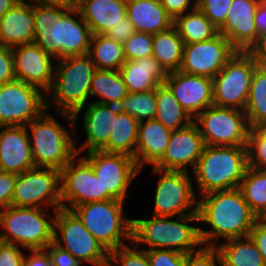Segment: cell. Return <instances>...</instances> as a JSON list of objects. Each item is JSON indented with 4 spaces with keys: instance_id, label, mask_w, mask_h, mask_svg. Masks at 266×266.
Here are the masks:
<instances>
[{
    "instance_id": "681fc988",
    "label": "cell",
    "mask_w": 266,
    "mask_h": 266,
    "mask_svg": "<svg viewBox=\"0 0 266 266\" xmlns=\"http://www.w3.org/2000/svg\"><path fill=\"white\" fill-rule=\"evenodd\" d=\"M167 13L175 19L177 16L185 14L196 8V0H159Z\"/></svg>"
},
{
    "instance_id": "db71d44e",
    "label": "cell",
    "mask_w": 266,
    "mask_h": 266,
    "mask_svg": "<svg viewBox=\"0 0 266 266\" xmlns=\"http://www.w3.org/2000/svg\"><path fill=\"white\" fill-rule=\"evenodd\" d=\"M255 28L257 34L262 38H266V0H260V4L255 13Z\"/></svg>"
},
{
    "instance_id": "8d00e7d4",
    "label": "cell",
    "mask_w": 266,
    "mask_h": 266,
    "mask_svg": "<svg viewBox=\"0 0 266 266\" xmlns=\"http://www.w3.org/2000/svg\"><path fill=\"white\" fill-rule=\"evenodd\" d=\"M239 189L257 217L266 211V170L248 167Z\"/></svg>"
},
{
    "instance_id": "7c38bea8",
    "label": "cell",
    "mask_w": 266,
    "mask_h": 266,
    "mask_svg": "<svg viewBox=\"0 0 266 266\" xmlns=\"http://www.w3.org/2000/svg\"><path fill=\"white\" fill-rule=\"evenodd\" d=\"M151 174H161L155 189L152 216L198 214V198L189 172L166 171L153 167Z\"/></svg>"
},
{
    "instance_id": "30bf717a",
    "label": "cell",
    "mask_w": 266,
    "mask_h": 266,
    "mask_svg": "<svg viewBox=\"0 0 266 266\" xmlns=\"http://www.w3.org/2000/svg\"><path fill=\"white\" fill-rule=\"evenodd\" d=\"M53 242L84 264L108 265L109 252L72 210L60 208L55 213Z\"/></svg>"
},
{
    "instance_id": "f5cc1de1",
    "label": "cell",
    "mask_w": 266,
    "mask_h": 266,
    "mask_svg": "<svg viewBox=\"0 0 266 266\" xmlns=\"http://www.w3.org/2000/svg\"><path fill=\"white\" fill-rule=\"evenodd\" d=\"M249 236L256 244L266 265V226L257 219L250 230Z\"/></svg>"
},
{
    "instance_id": "9a60e30c",
    "label": "cell",
    "mask_w": 266,
    "mask_h": 266,
    "mask_svg": "<svg viewBox=\"0 0 266 266\" xmlns=\"http://www.w3.org/2000/svg\"><path fill=\"white\" fill-rule=\"evenodd\" d=\"M80 156L77 154L60 170L62 208L72 210L85 203L115 199L110 193H102L91 164Z\"/></svg>"
},
{
    "instance_id": "680465c9",
    "label": "cell",
    "mask_w": 266,
    "mask_h": 266,
    "mask_svg": "<svg viewBox=\"0 0 266 266\" xmlns=\"http://www.w3.org/2000/svg\"><path fill=\"white\" fill-rule=\"evenodd\" d=\"M258 220L266 226V211H264L259 217Z\"/></svg>"
},
{
    "instance_id": "b9f144b4",
    "label": "cell",
    "mask_w": 266,
    "mask_h": 266,
    "mask_svg": "<svg viewBox=\"0 0 266 266\" xmlns=\"http://www.w3.org/2000/svg\"><path fill=\"white\" fill-rule=\"evenodd\" d=\"M233 0H196V7L220 29L225 21Z\"/></svg>"
},
{
    "instance_id": "6f0895ef",
    "label": "cell",
    "mask_w": 266,
    "mask_h": 266,
    "mask_svg": "<svg viewBox=\"0 0 266 266\" xmlns=\"http://www.w3.org/2000/svg\"><path fill=\"white\" fill-rule=\"evenodd\" d=\"M20 0H0V18Z\"/></svg>"
},
{
    "instance_id": "d6986e66",
    "label": "cell",
    "mask_w": 266,
    "mask_h": 266,
    "mask_svg": "<svg viewBox=\"0 0 266 266\" xmlns=\"http://www.w3.org/2000/svg\"><path fill=\"white\" fill-rule=\"evenodd\" d=\"M205 143L198 126L193 121L186 127L172 130L163 158L154 166L166 171L194 170Z\"/></svg>"
},
{
    "instance_id": "4316f807",
    "label": "cell",
    "mask_w": 266,
    "mask_h": 266,
    "mask_svg": "<svg viewBox=\"0 0 266 266\" xmlns=\"http://www.w3.org/2000/svg\"><path fill=\"white\" fill-rule=\"evenodd\" d=\"M77 8L92 34H105L126 17L127 0H80Z\"/></svg>"
},
{
    "instance_id": "9c48e42d",
    "label": "cell",
    "mask_w": 266,
    "mask_h": 266,
    "mask_svg": "<svg viewBox=\"0 0 266 266\" xmlns=\"http://www.w3.org/2000/svg\"><path fill=\"white\" fill-rule=\"evenodd\" d=\"M258 65L255 52L237 51L212 79L214 105L244 111L249 98L252 76Z\"/></svg>"
},
{
    "instance_id": "7dc6e473",
    "label": "cell",
    "mask_w": 266,
    "mask_h": 266,
    "mask_svg": "<svg viewBox=\"0 0 266 266\" xmlns=\"http://www.w3.org/2000/svg\"><path fill=\"white\" fill-rule=\"evenodd\" d=\"M45 249L49 253L53 266H82V262L54 242L50 243Z\"/></svg>"
},
{
    "instance_id": "8fae6325",
    "label": "cell",
    "mask_w": 266,
    "mask_h": 266,
    "mask_svg": "<svg viewBox=\"0 0 266 266\" xmlns=\"http://www.w3.org/2000/svg\"><path fill=\"white\" fill-rule=\"evenodd\" d=\"M193 121L198 126L205 145L247 146L250 127L243 110L212 105Z\"/></svg>"
},
{
    "instance_id": "d590c367",
    "label": "cell",
    "mask_w": 266,
    "mask_h": 266,
    "mask_svg": "<svg viewBox=\"0 0 266 266\" xmlns=\"http://www.w3.org/2000/svg\"><path fill=\"white\" fill-rule=\"evenodd\" d=\"M244 111L250 128L266 126V69L261 65H258L253 73Z\"/></svg>"
},
{
    "instance_id": "7bdbcfd3",
    "label": "cell",
    "mask_w": 266,
    "mask_h": 266,
    "mask_svg": "<svg viewBox=\"0 0 266 266\" xmlns=\"http://www.w3.org/2000/svg\"><path fill=\"white\" fill-rule=\"evenodd\" d=\"M221 264L216 247L202 245L198 250L185 254L184 266H218Z\"/></svg>"
},
{
    "instance_id": "5b68a950",
    "label": "cell",
    "mask_w": 266,
    "mask_h": 266,
    "mask_svg": "<svg viewBox=\"0 0 266 266\" xmlns=\"http://www.w3.org/2000/svg\"><path fill=\"white\" fill-rule=\"evenodd\" d=\"M46 111L25 125L28 131L32 158L35 167L62 170L77 155L76 140L70 134V132L75 134L73 115L62 112L58 114L69 121L68 130Z\"/></svg>"
},
{
    "instance_id": "bcb514c9",
    "label": "cell",
    "mask_w": 266,
    "mask_h": 266,
    "mask_svg": "<svg viewBox=\"0 0 266 266\" xmlns=\"http://www.w3.org/2000/svg\"><path fill=\"white\" fill-rule=\"evenodd\" d=\"M17 174L0 171V209L12 206Z\"/></svg>"
},
{
    "instance_id": "277c9868",
    "label": "cell",
    "mask_w": 266,
    "mask_h": 266,
    "mask_svg": "<svg viewBox=\"0 0 266 266\" xmlns=\"http://www.w3.org/2000/svg\"><path fill=\"white\" fill-rule=\"evenodd\" d=\"M171 218L152 216L150 219H132V242L139 248L143 244L148 246L145 250L168 249L183 254L198 250L202 246L200 227L191 225L199 222L198 214Z\"/></svg>"
},
{
    "instance_id": "8992f818",
    "label": "cell",
    "mask_w": 266,
    "mask_h": 266,
    "mask_svg": "<svg viewBox=\"0 0 266 266\" xmlns=\"http://www.w3.org/2000/svg\"><path fill=\"white\" fill-rule=\"evenodd\" d=\"M247 168L246 147L205 145L192 173L201 197L239 188Z\"/></svg>"
},
{
    "instance_id": "603a6c76",
    "label": "cell",
    "mask_w": 266,
    "mask_h": 266,
    "mask_svg": "<svg viewBox=\"0 0 266 266\" xmlns=\"http://www.w3.org/2000/svg\"><path fill=\"white\" fill-rule=\"evenodd\" d=\"M33 167L26 126H0V171L18 175Z\"/></svg>"
},
{
    "instance_id": "e575fe53",
    "label": "cell",
    "mask_w": 266,
    "mask_h": 266,
    "mask_svg": "<svg viewBox=\"0 0 266 266\" xmlns=\"http://www.w3.org/2000/svg\"><path fill=\"white\" fill-rule=\"evenodd\" d=\"M88 55L99 70H119L125 62L123 44L104 34H92Z\"/></svg>"
},
{
    "instance_id": "f1b7e54d",
    "label": "cell",
    "mask_w": 266,
    "mask_h": 266,
    "mask_svg": "<svg viewBox=\"0 0 266 266\" xmlns=\"http://www.w3.org/2000/svg\"><path fill=\"white\" fill-rule=\"evenodd\" d=\"M215 247L222 266H266L250 236L225 240Z\"/></svg>"
},
{
    "instance_id": "7402d4cb",
    "label": "cell",
    "mask_w": 266,
    "mask_h": 266,
    "mask_svg": "<svg viewBox=\"0 0 266 266\" xmlns=\"http://www.w3.org/2000/svg\"><path fill=\"white\" fill-rule=\"evenodd\" d=\"M83 113V127L86 141L76 148L77 154L87 151L102 150L109 142L114 130L115 119L120 110L117 105L98 102L88 103Z\"/></svg>"
},
{
    "instance_id": "9f6ffc18",
    "label": "cell",
    "mask_w": 266,
    "mask_h": 266,
    "mask_svg": "<svg viewBox=\"0 0 266 266\" xmlns=\"http://www.w3.org/2000/svg\"><path fill=\"white\" fill-rule=\"evenodd\" d=\"M254 52L258 57L259 65L266 69V38L262 39L261 44Z\"/></svg>"
},
{
    "instance_id": "5bb4252c",
    "label": "cell",
    "mask_w": 266,
    "mask_h": 266,
    "mask_svg": "<svg viewBox=\"0 0 266 266\" xmlns=\"http://www.w3.org/2000/svg\"><path fill=\"white\" fill-rule=\"evenodd\" d=\"M46 93L15 79L0 85V126H25L46 108Z\"/></svg>"
},
{
    "instance_id": "74e56055",
    "label": "cell",
    "mask_w": 266,
    "mask_h": 266,
    "mask_svg": "<svg viewBox=\"0 0 266 266\" xmlns=\"http://www.w3.org/2000/svg\"><path fill=\"white\" fill-rule=\"evenodd\" d=\"M121 112L127 113L139 122L153 120L156 116V89L145 92L128 93L118 104Z\"/></svg>"
},
{
    "instance_id": "ab89813d",
    "label": "cell",
    "mask_w": 266,
    "mask_h": 266,
    "mask_svg": "<svg viewBox=\"0 0 266 266\" xmlns=\"http://www.w3.org/2000/svg\"><path fill=\"white\" fill-rule=\"evenodd\" d=\"M107 266H150L145 249H139L133 242L109 252Z\"/></svg>"
},
{
    "instance_id": "6da1fadb",
    "label": "cell",
    "mask_w": 266,
    "mask_h": 266,
    "mask_svg": "<svg viewBox=\"0 0 266 266\" xmlns=\"http://www.w3.org/2000/svg\"><path fill=\"white\" fill-rule=\"evenodd\" d=\"M33 21L34 43L55 59L88 54L92 32L78 8L33 2Z\"/></svg>"
},
{
    "instance_id": "83f0119b",
    "label": "cell",
    "mask_w": 266,
    "mask_h": 266,
    "mask_svg": "<svg viewBox=\"0 0 266 266\" xmlns=\"http://www.w3.org/2000/svg\"><path fill=\"white\" fill-rule=\"evenodd\" d=\"M126 16L135 32L156 34L169 29L174 23L159 0H127Z\"/></svg>"
},
{
    "instance_id": "11a10c76",
    "label": "cell",
    "mask_w": 266,
    "mask_h": 266,
    "mask_svg": "<svg viewBox=\"0 0 266 266\" xmlns=\"http://www.w3.org/2000/svg\"><path fill=\"white\" fill-rule=\"evenodd\" d=\"M42 5L60 6L66 9L77 8L78 2L76 0H30Z\"/></svg>"
},
{
    "instance_id": "836d02e7",
    "label": "cell",
    "mask_w": 266,
    "mask_h": 266,
    "mask_svg": "<svg viewBox=\"0 0 266 266\" xmlns=\"http://www.w3.org/2000/svg\"><path fill=\"white\" fill-rule=\"evenodd\" d=\"M128 93L118 70L97 69L94 72L90 97L97 96L101 98L95 102L117 105Z\"/></svg>"
},
{
    "instance_id": "d6a6232c",
    "label": "cell",
    "mask_w": 266,
    "mask_h": 266,
    "mask_svg": "<svg viewBox=\"0 0 266 266\" xmlns=\"http://www.w3.org/2000/svg\"><path fill=\"white\" fill-rule=\"evenodd\" d=\"M156 100L155 120L159 121L163 126L171 130H178L193 122V118L181 107L165 84L156 88Z\"/></svg>"
},
{
    "instance_id": "f6af8a7d",
    "label": "cell",
    "mask_w": 266,
    "mask_h": 266,
    "mask_svg": "<svg viewBox=\"0 0 266 266\" xmlns=\"http://www.w3.org/2000/svg\"><path fill=\"white\" fill-rule=\"evenodd\" d=\"M17 79L12 47L0 45V85Z\"/></svg>"
},
{
    "instance_id": "ffe728a7",
    "label": "cell",
    "mask_w": 266,
    "mask_h": 266,
    "mask_svg": "<svg viewBox=\"0 0 266 266\" xmlns=\"http://www.w3.org/2000/svg\"><path fill=\"white\" fill-rule=\"evenodd\" d=\"M12 52L16 78L47 93L53 84L56 59L34 42L14 46Z\"/></svg>"
},
{
    "instance_id": "ac0fdd59",
    "label": "cell",
    "mask_w": 266,
    "mask_h": 266,
    "mask_svg": "<svg viewBox=\"0 0 266 266\" xmlns=\"http://www.w3.org/2000/svg\"><path fill=\"white\" fill-rule=\"evenodd\" d=\"M260 0H233L224 25L219 33L224 35L237 51L254 52L262 38L255 28V13Z\"/></svg>"
},
{
    "instance_id": "ba28073f",
    "label": "cell",
    "mask_w": 266,
    "mask_h": 266,
    "mask_svg": "<svg viewBox=\"0 0 266 266\" xmlns=\"http://www.w3.org/2000/svg\"><path fill=\"white\" fill-rule=\"evenodd\" d=\"M124 202L118 199L89 202L75 206L72 211L86 229L108 251L132 242V219L125 216Z\"/></svg>"
},
{
    "instance_id": "e0dca14e",
    "label": "cell",
    "mask_w": 266,
    "mask_h": 266,
    "mask_svg": "<svg viewBox=\"0 0 266 266\" xmlns=\"http://www.w3.org/2000/svg\"><path fill=\"white\" fill-rule=\"evenodd\" d=\"M236 52L220 33L206 41L185 44L179 71L213 79Z\"/></svg>"
},
{
    "instance_id": "44dd1931",
    "label": "cell",
    "mask_w": 266,
    "mask_h": 266,
    "mask_svg": "<svg viewBox=\"0 0 266 266\" xmlns=\"http://www.w3.org/2000/svg\"><path fill=\"white\" fill-rule=\"evenodd\" d=\"M164 84L171 90L181 107L194 119L213 103V81L209 77L173 71Z\"/></svg>"
},
{
    "instance_id": "4dcf8cb0",
    "label": "cell",
    "mask_w": 266,
    "mask_h": 266,
    "mask_svg": "<svg viewBox=\"0 0 266 266\" xmlns=\"http://www.w3.org/2000/svg\"><path fill=\"white\" fill-rule=\"evenodd\" d=\"M173 25L184 44L206 41L219 34V29L197 7L177 16Z\"/></svg>"
},
{
    "instance_id": "cb8c5ba5",
    "label": "cell",
    "mask_w": 266,
    "mask_h": 266,
    "mask_svg": "<svg viewBox=\"0 0 266 266\" xmlns=\"http://www.w3.org/2000/svg\"><path fill=\"white\" fill-rule=\"evenodd\" d=\"M33 42V2L20 0L0 18V45L14 47Z\"/></svg>"
},
{
    "instance_id": "4fadbf2b",
    "label": "cell",
    "mask_w": 266,
    "mask_h": 266,
    "mask_svg": "<svg viewBox=\"0 0 266 266\" xmlns=\"http://www.w3.org/2000/svg\"><path fill=\"white\" fill-rule=\"evenodd\" d=\"M12 205L58 210L62 208L60 170L33 167L17 175Z\"/></svg>"
},
{
    "instance_id": "c3c4849f",
    "label": "cell",
    "mask_w": 266,
    "mask_h": 266,
    "mask_svg": "<svg viewBox=\"0 0 266 266\" xmlns=\"http://www.w3.org/2000/svg\"><path fill=\"white\" fill-rule=\"evenodd\" d=\"M24 256L18 245L0 242V266H21Z\"/></svg>"
},
{
    "instance_id": "f907efd6",
    "label": "cell",
    "mask_w": 266,
    "mask_h": 266,
    "mask_svg": "<svg viewBox=\"0 0 266 266\" xmlns=\"http://www.w3.org/2000/svg\"><path fill=\"white\" fill-rule=\"evenodd\" d=\"M134 32L135 29L126 16L121 20V23L111 27V29L108 30L104 35L121 44H124Z\"/></svg>"
},
{
    "instance_id": "ee69618b",
    "label": "cell",
    "mask_w": 266,
    "mask_h": 266,
    "mask_svg": "<svg viewBox=\"0 0 266 266\" xmlns=\"http://www.w3.org/2000/svg\"><path fill=\"white\" fill-rule=\"evenodd\" d=\"M150 266H184L185 254L168 249L146 250Z\"/></svg>"
},
{
    "instance_id": "60d3db41",
    "label": "cell",
    "mask_w": 266,
    "mask_h": 266,
    "mask_svg": "<svg viewBox=\"0 0 266 266\" xmlns=\"http://www.w3.org/2000/svg\"><path fill=\"white\" fill-rule=\"evenodd\" d=\"M125 61L153 56V34L134 32L123 44Z\"/></svg>"
},
{
    "instance_id": "1f68e13d",
    "label": "cell",
    "mask_w": 266,
    "mask_h": 266,
    "mask_svg": "<svg viewBox=\"0 0 266 266\" xmlns=\"http://www.w3.org/2000/svg\"><path fill=\"white\" fill-rule=\"evenodd\" d=\"M139 121L133 116L119 112L115 119L108 144L102 149L109 153L126 154L132 158L136 156Z\"/></svg>"
},
{
    "instance_id": "2e32d148",
    "label": "cell",
    "mask_w": 266,
    "mask_h": 266,
    "mask_svg": "<svg viewBox=\"0 0 266 266\" xmlns=\"http://www.w3.org/2000/svg\"><path fill=\"white\" fill-rule=\"evenodd\" d=\"M102 184V193H110L115 199L125 201L130 184L141 172L135 158L126 154L91 151L84 157Z\"/></svg>"
},
{
    "instance_id": "484cf974",
    "label": "cell",
    "mask_w": 266,
    "mask_h": 266,
    "mask_svg": "<svg viewBox=\"0 0 266 266\" xmlns=\"http://www.w3.org/2000/svg\"><path fill=\"white\" fill-rule=\"evenodd\" d=\"M118 71L129 93L154 90L168 74L153 56L125 61Z\"/></svg>"
},
{
    "instance_id": "7a4b0ae2",
    "label": "cell",
    "mask_w": 266,
    "mask_h": 266,
    "mask_svg": "<svg viewBox=\"0 0 266 266\" xmlns=\"http://www.w3.org/2000/svg\"><path fill=\"white\" fill-rule=\"evenodd\" d=\"M199 198V222H204L211 228H199L202 245L215 247V240L218 239L249 236L258 217L251 211L239 188L214 191Z\"/></svg>"
},
{
    "instance_id": "f546056e",
    "label": "cell",
    "mask_w": 266,
    "mask_h": 266,
    "mask_svg": "<svg viewBox=\"0 0 266 266\" xmlns=\"http://www.w3.org/2000/svg\"><path fill=\"white\" fill-rule=\"evenodd\" d=\"M184 45L173 25L165 31L153 34V57L167 73L178 71L183 59Z\"/></svg>"
},
{
    "instance_id": "816d5d0a",
    "label": "cell",
    "mask_w": 266,
    "mask_h": 266,
    "mask_svg": "<svg viewBox=\"0 0 266 266\" xmlns=\"http://www.w3.org/2000/svg\"><path fill=\"white\" fill-rule=\"evenodd\" d=\"M30 255L24 256L21 266H53L52 260L46 249L28 250Z\"/></svg>"
},
{
    "instance_id": "d4e9b609",
    "label": "cell",
    "mask_w": 266,
    "mask_h": 266,
    "mask_svg": "<svg viewBox=\"0 0 266 266\" xmlns=\"http://www.w3.org/2000/svg\"><path fill=\"white\" fill-rule=\"evenodd\" d=\"M171 132L155 119L139 122L135 162L140 171L147 164L154 167L163 158Z\"/></svg>"
},
{
    "instance_id": "3957f363",
    "label": "cell",
    "mask_w": 266,
    "mask_h": 266,
    "mask_svg": "<svg viewBox=\"0 0 266 266\" xmlns=\"http://www.w3.org/2000/svg\"><path fill=\"white\" fill-rule=\"evenodd\" d=\"M55 74L52 87L46 93V108L51 107L49 100L54 102L56 112L73 115L75 134L76 121L89 103L92 77L97 70L88 54L69 56L56 59Z\"/></svg>"
},
{
    "instance_id": "f35d334b",
    "label": "cell",
    "mask_w": 266,
    "mask_h": 266,
    "mask_svg": "<svg viewBox=\"0 0 266 266\" xmlns=\"http://www.w3.org/2000/svg\"><path fill=\"white\" fill-rule=\"evenodd\" d=\"M248 167L266 170V130L250 128L247 139Z\"/></svg>"
},
{
    "instance_id": "52a82bcc",
    "label": "cell",
    "mask_w": 266,
    "mask_h": 266,
    "mask_svg": "<svg viewBox=\"0 0 266 266\" xmlns=\"http://www.w3.org/2000/svg\"><path fill=\"white\" fill-rule=\"evenodd\" d=\"M44 209V210H43ZM45 208L9 206L0 211V240L27 250L45 249L53 242L54 217Z\"/></svg>"
}]
</instances>
